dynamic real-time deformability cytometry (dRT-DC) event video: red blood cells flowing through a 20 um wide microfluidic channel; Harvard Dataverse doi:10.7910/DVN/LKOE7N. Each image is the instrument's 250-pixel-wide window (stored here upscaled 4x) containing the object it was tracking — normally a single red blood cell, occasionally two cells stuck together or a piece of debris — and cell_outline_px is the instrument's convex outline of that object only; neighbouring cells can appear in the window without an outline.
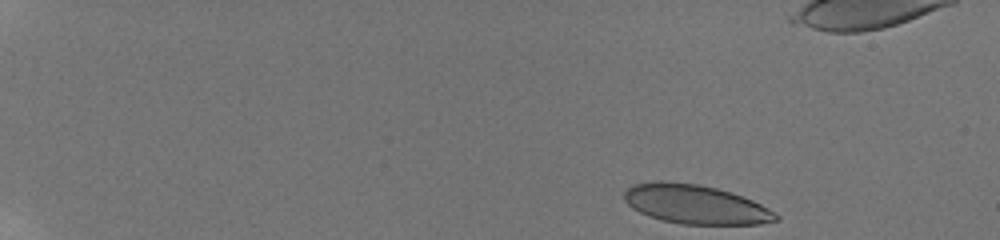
{"species": "human", "species_latin": "Homo sapiens", "temperature_condition": "room temperature", "stored_images_in_passage": 50, "camera_frame_rate_fps": 3000, "um_per_image_px": 0.085, "donor": {"sex": "male"}, "frame": {"image": 1, "passage_image": 1, "time_ms": 0.0, "image_size_px": [1000, 240], "cell_outline_px": [[780, 220], [760, 224], [680, 224], [660, 220], [648, 216], [632, 208], [624, 200], [624, 192], [632, 184], [656, 180], [664, 180], [700, 184], [732, 192], [752, 200], [768, 208], [780, 216]], "centroid_in_image_um": [59.09, 17.36], "position_along_channel_um": 25.9, "area_um2": 34.91}}
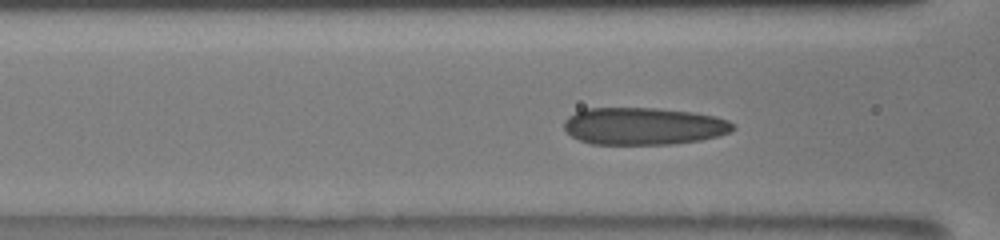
{"frame": {"image": 2, "passage_image": 19, "time_ms": 6.0, "image_size_px": [1000, 240], "cell_outline_px": [[736, 128], [720, 136], [700, 140], [672, 144], [592, 144], [580, 140], [572, 136], [564, 128], [564, 120], [568, 116], [584, 108], [660, 108], [692, 112], [716, 116], [728, 120], [736, 124]], "centroid_in_image_um": [54.73, 10.71], "position_along_channel_um": 111.9, "area_um2": 36.93}}
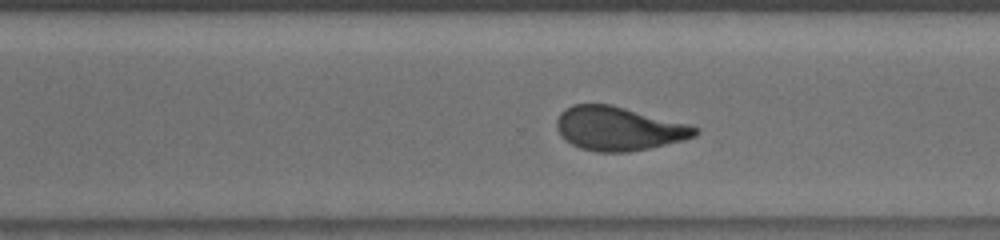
{"frame": {"image": 3, "passage_image": 35, "time_ms": 11.333, "image_size_px": [1000, 240], "cell_outline_px": [[700, 132], [696, 136], [684, 140], [648, 148], [628, 152], [596, 152], [580, 148], [572, 144], [556, 128], [556, 120], [560, 112], [564, 108], [572, 104], [612, 104], [688, 124], [700, 128]], "centroid_in_image_um": [52.6, 10.92], "position_along_channel_um": 318.0, "area_um2": 35.37}, "authors_computed_cell_mechanics": {"area_um2": 35.6626, "velocity_mm_per_s": 3.873, "shape_relaxation_time_tau1_ms": 7.2625, "shape_relaxation_time_tau2_ms": 1.151, "deformation_change_tau1": 0.1997, "deformation_change_tau2": 0.0683}}